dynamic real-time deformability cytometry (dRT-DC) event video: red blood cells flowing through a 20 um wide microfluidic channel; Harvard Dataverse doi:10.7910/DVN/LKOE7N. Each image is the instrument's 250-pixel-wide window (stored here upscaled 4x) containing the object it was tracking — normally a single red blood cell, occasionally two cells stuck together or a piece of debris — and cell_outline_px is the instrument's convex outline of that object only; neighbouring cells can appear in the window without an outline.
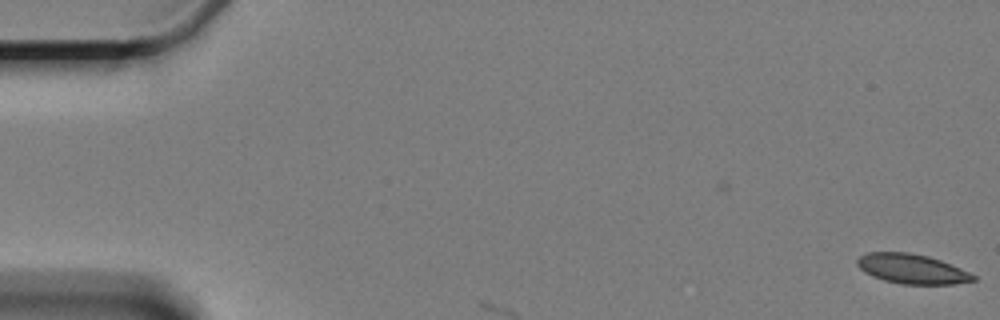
{"species": "Egyptian fruit bat (a non-hibernating species)", "species_latin": "Rousettus aegyptiacus", "temperature_condition": "cold", "stored_images_in_passage": 4, "camera_frame_rate_fps": 3000, "um_per_image_px": 0.085, "animal": {"sex": "female"}, "frame": {"image": 1, "passage_image": 1, "time_ms": 0.0, "image_size_px": [1000, 320], "cell_outline_px": [[976, 280], [956, 284], [900, 284], [884, 280], [872, 276], [864, 272], [856, 264], [856, 260], [860, 256], [868, 252], [908, 252], [928, 256], [940, 260], [960, 268], [976, 276]], "centroid_in_image_um": [77.49, 22.85], "position_along_channel_um": 7.5, "area_um2": 20.06}}